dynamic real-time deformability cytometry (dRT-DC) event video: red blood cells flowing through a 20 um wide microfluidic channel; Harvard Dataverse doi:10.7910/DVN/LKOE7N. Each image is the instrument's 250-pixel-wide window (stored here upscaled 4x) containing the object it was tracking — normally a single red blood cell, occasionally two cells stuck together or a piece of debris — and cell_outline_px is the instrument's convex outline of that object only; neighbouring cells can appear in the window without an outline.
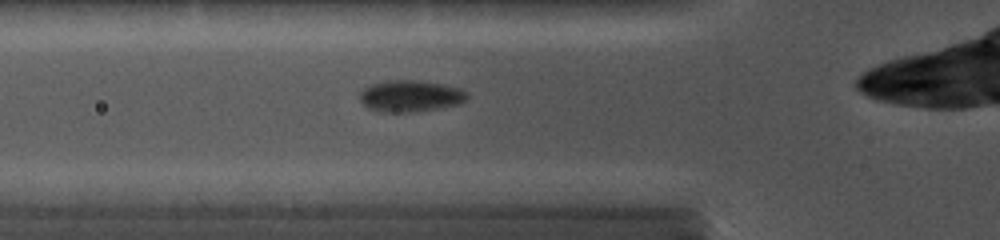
{"species": "common noctule bat (a hibernating species)", "species_latin": "Nyctalus noctula", "temperature_condition": "cold", "stored_images_in_passage": 16, "camera_frame_rate_fps": 5000, "um_per_image_px": 0.085, "animal": {"sex": "female", "body_mass_g": 19.0, "forearm_length_mm": 56.7}, "frame": {"image": 1, "passage_image": 5, "time_ms": 1.2, "image_size_px": [1000, 240], "cell_outline_px": [[468, 100], [460, 104], [440, 108], [412, 112], [380, 112], [368, 108], [360, 100], [360, 92], [364, 88], [372, 84], [388, 80], [416, 80], [444, 84], [460, 88], [468, 92]], "centroid_in_image_um": [34.93, 8.16], "position_along_channel_um": 90.9, "area_um2": 19.94}}